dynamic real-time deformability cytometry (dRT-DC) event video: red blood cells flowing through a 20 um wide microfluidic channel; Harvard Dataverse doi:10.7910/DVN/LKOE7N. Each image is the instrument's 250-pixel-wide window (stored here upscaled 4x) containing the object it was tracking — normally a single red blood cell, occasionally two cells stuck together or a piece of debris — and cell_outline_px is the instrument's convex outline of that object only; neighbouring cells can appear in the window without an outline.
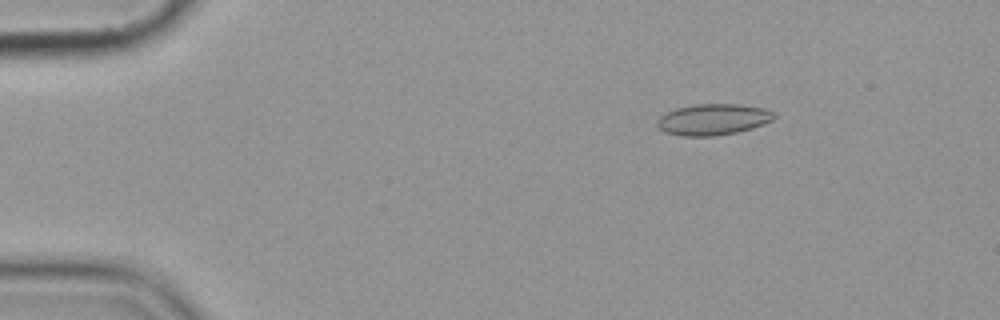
{"species": "common noctule bat (a hibernating species)", "species_latin": "Nyctalus noctula", "temperature_condition": "cold", "stored_images_in_passage": 7, "camera_frame_rate_fps": 3000, "um_per_image_px": 0.085, "animal": {"sex": "female", "body_mass_g": 19.9}, "frame": {"image": 1, "passage_image": 3, "time_ms": 2.333, "image_size_px": [1000, 320], "cell_outline_px": [[776, 116], [772, 120], [764, 124], [752, 128], [736, 132], [716, 136], [680, 136], [664, 132], [656, 124], [656, 120], [660, 116], [676, 108], [696, 104], [740, 104], [764, 108], [772, 112]], "centroid_in_image_um": [60.6, 10.16], "position_along_channel_um": 24.4, "area_um2": 21.27}}
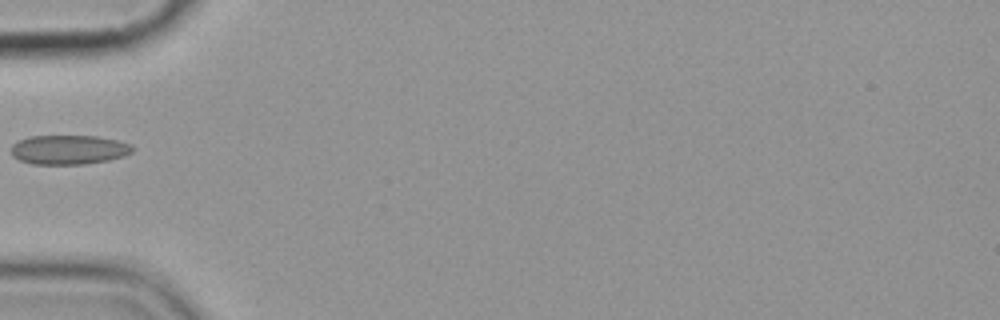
{"frame": {"image": 2, "passage_image": 6, "time_ms": 6.0, "image_size_px": [1000, 320], "cell_outline_px": [[132, 152], [124, 156], [108, 160], [84, 164], [32, 164], [20, 160], [12, 156], [12, 144], [28, 136], [96, 136], [116, 140], [132, 144]], "centroid_in_image_um": [5.84, 12.72], "position_along_channel_um": 79.2, "area_um2": 20.69}}
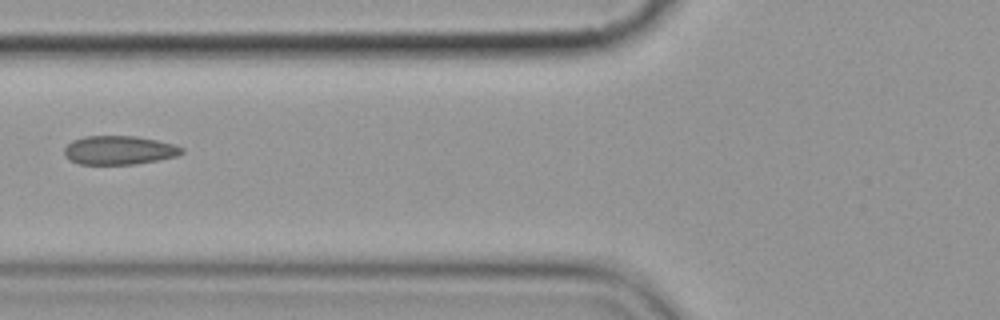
{"frame": {"image": 3, "passage_image": 7, "time_ms": 7.0, "image_size_px": [1000, 320], "cell_outline_px": [[184, 152], [176, 156], [156, 160], [132, 164], [80, 164], [68, 160], [64, 156], [64, 148], [72, 140], [84, 136], [136, 136], [176, 144], [184, 148]], "centroid_in_image_um": [10.1, 12.76], "position_along_channel_um": 115.7, "area_um2": 19.77}}